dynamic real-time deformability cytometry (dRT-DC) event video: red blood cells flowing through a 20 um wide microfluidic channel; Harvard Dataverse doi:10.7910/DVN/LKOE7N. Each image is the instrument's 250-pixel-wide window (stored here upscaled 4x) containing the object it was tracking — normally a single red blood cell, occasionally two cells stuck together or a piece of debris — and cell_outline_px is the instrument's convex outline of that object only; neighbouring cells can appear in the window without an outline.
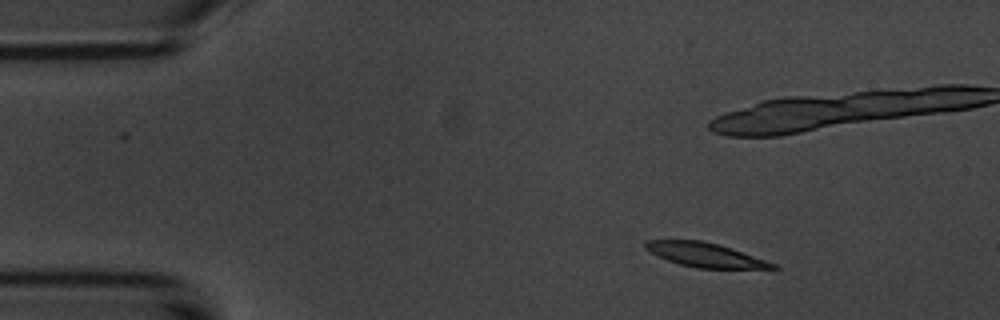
{"species": "common noctule bat (a hibernating species)", "species_latin": "Nyctalus noctula", "temperature_condition": "room temperature", "stored_images_in_passage": 7, "camera_frame_rate_fps": 3000, "um_per_image_px": 0.085, "animal": {"sex": "male", "body_mass_g": 20.1, "forearm_length_mm": 53.5}, "frame": {"image": 1, "passage_image": 2, "time_ms": 1.0, "image_size_px": [1000, 320], "cell_outline_px": [[780, 268], [776, 272], [696, 268], [680, 264], [668, 260], [644, 248], [644, 240], [700, 240], [720, 244], [732, 248], [776, 264]], "centroid_in_image_um": [60.18, 21.73], "position_along_channel_um": 24.8, "area_um2": 18.9}}